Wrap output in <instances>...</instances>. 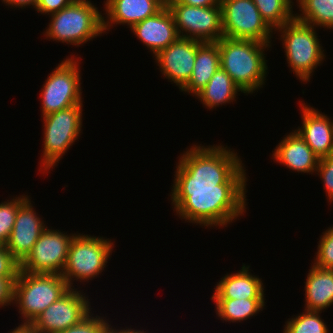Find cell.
Wrapping results in <instances>:
<instances>
[{
	"mask_svg": "<svg viewBox=\"0 0 333 333\" xmlns=\"http://www.w3.org/2000/svg\"><path fill=\"white\" fill-rule=\"evenodd\" d=\"M38 0H2V3L6 4V6L16 7V8H26L28 6H33L36 8Z\"/></svg>",
	"mask_w": 333,
	"mask_h": 333,
	"instance_id": "35",
	"label": "cell"
},
{
	"mask_svg": "<svg viewBox=\"0 0 333 333\" xmlns=\"http://www.w3.org/2000/svg\"><path fill=\"white\" fill-rule=\"evenodd\" d=\"M91 0H74L62 10L50 14L45 32L49 41L80 46L104 34L103 18Z\"/></svg>",
	"mask_w": 333,
	"mask_h": 333,
	"instance_id": "3",
	"label": "cell"
},
{
	"mask_svg": "<svg viewBox=\"0 0 333 333\" xmlns=\"http://www.w3.org/2000/svg\"><path fill=\"white\" fill-rule=\"evenodd\" d=\"M220 51L218 42H201L197 40L196 58L192 75L188 83L180 90L196 96L220 68Z\"/></svg>",
	"mask_w": 333,
	"mask_h": 333,
	"instance_id": "20",
	"label": "cell"
},
{
	"mask_svg": "<svg viewBox=\"0 0 333 333\" xmlns=\"http://www.w3.org/2000/svg\"><path fill=\"white\" fill-rule=\"evenodd\" d=\"M106 333H146L144 330H135L131 328H124V329H116L115 327L111 326V324L108 326ZM149 333V332H148Z\"/></svg>",
	"mask_w": 333,
	"mask_h": 333,
	"instance_id": "36",
	"label": "cell"
},
{
	"mask_svg": "<svg viewBox=\"0 0 333 333\" xmlns=\"http://www.w3.org/2000/svg\"><path fill=\"white\" fill-rule=\"evenodd\" d=\"M316 172L322 179L328 202H333V152L329 156L319 159Z\"/></svg>",
	"mask_w": 333,
	"mask_h": 333,
	"instance_id": "30",
	"label": "cell"
},
{
	"mask_svg": "<svg viewBox=\"0 0 333 333\" xmlns=\"http://www.w3.org/2000/svg\"><path fill=\"white\" fill-rule=\"evenodd\" d=\"M10 333H37L29 325H18L15 329H12Z\"/></svg>",
	"mask_w": 333,
	"mask_h": 333,
	"instance_id": "37",
	"label": "cell"
},
{
	"mask_svg": "<svg viewBox=\"0 0 333 333\" xmlns=\"http://www.w3.org/2000/svg\"><path fill=\"white\" fill-rule=\"evenodd\" d=\"M301 13L295 18L313 27L333 29V2L330 0H296Z\"/></svg>",
	"mask_w": 333,
	"mask_h": 333,
	"instance_id": "24",
	"label": "cell"
},
{
	"mask_svg": "<svg viewBox=\"0 0 333 333\" xmlns=\"http://www.w3.org/2000/svg\"><path fill=\"white\" fill-rule=\"evenodd\" d=\"M303 311L286 321L283 333H329L326 323L320 317L322 312Z\"/></svg>",
	"mask_w": 333,
	"mask_h": 333,
	"instance_id": "26",
	"label": "cell"
},
{
	"mask_svg": "<svg viewBox=\"0 0 333 333\" xmlns=\"http://www.w3.org/2000/svg\"><path fill=\"white\" fill-rule=\"evenodd\" d=\"M168 8L180 37L201 42H217L223 37L221 5L194 7L172 2Z\"/></svg>",
	"mask_w": 333,
	"mask_h": 333,
	"instance_id": "10",
	"label": "cell"
},
{
	"mask_svg": "<svg viewBox=\"0 0 333 333\" xmlns=\"http://www.w3.org/2000/svg\"><path fill=\"white\" fill-rule=\"evenodd\" d=\"M48 227L40 235L20 270L33 274H62L71 242L76 234L68 235Z\"/></svg>",
	"mask_w": 333,
	"mask_h": 333,
	"instance_id": "11",
	"label": "cell"
},
{
	"mask_svg": "<svg viewBox=\"0 0 333 333\" xmlns=\"http://www.w3.org/2000/svg\"><path fill=\"white\" fill-rule=\"evenodd\" d=\"M19 271L20 263L4 245H0V277H17Z\"/></svg>",
	"mask_w": 333,
	"mask_h": 333,
	"instance_id": "31",
	"label": "cell"
},
{
	"mask_svg": "<svg viewBox=\"0 0 333 333\" xmlns=\"http://www.w3.org/2000/svg\"><path fill=\"white\" fill-rule=\"evenodd\" d=\"M322 234L312 264L324 269H333V225Z\"/></svg>",
	"mask_w": 333,
	"mask_h": 333,
	"instance_id": "28",
	"label": "cell"
},
{
	"mask_svg": "<svg viewBox=\"0 0 333 333\" xmlns=\"http://www.w3.org/2000/svg\"><path fill=\"white\" fill-rule=\"evenodd\" d=\"M196 51L197 40L179 37L167 48L160 50L154 60L164 79L175 83L181 90L192 75Z\"/></svg>",
	"mask_w": 333,
	"mask_h": 333,
	"instance_id": "13",
	"label": "cell"
},
{
	"mask_svg": "<svg viewBox=\"0 0 333 333\" xmlns=\"http://www.w3.org/2000/svg\"><path fill=\"white\" fill-rule=\"evenodd\" d=\"M69 289L60 274H33L20 270L14 283L13 304L23 319L21 325H30Z\"/></svg>",
	"mask_w": 333,
	"mask_h": 333,
	"instance_id": "4",
	"label": "cell"
},
{
	"mask_svg": "<svg viewBox=\"0 0 333 333\" xmlns=\"http://www.w3.org/2000/svg\"><path fill=\"white\" fill-rule=\"evenodd\" d=\"M227 148V149H226ZM227 145H193L176 163L170 198L177 216L204 227H227L246 212V170Z\"/></svg>",
	"mask_w": 333,
	"mask_h": 333,
	"instance_id": "1",
	"label": "cell"
},
{
	"mask_svg": "<svg viewBox=\"0 0 333 333\" xmlns=\"http://www.w3.org/2000/svg\"><path fill=\"white\" fill-rule=\"evenodd\" d=\"M174 2H179L194 7H211L221 5V0H175Z\"/></svg>",
	"mask_w": 333,
	"mask_h": 333,
	"instance_id": "34",
	"label": "cell"
},
{
	"mask_svg": "<svg viewBox=\"0 0 333 333\" xmlns=\"http://www.w3.org/2000/svg\"><path fill=\"white\" fill-rule=\"evenodd\" d=\"M89 313L78 324L56 333H106L109 323L104 316Z\"/></svg>",
	"mask_w": 333,
	"mask_h": 333,
	"instance_id": "29",
	"label": "cell"
},
{
	"mask_svg": "<svg viewBox=\"0 0 333 333\" xmlns=\"http://www.w3.org/2000/svg\"><path fill=\"white\" fill-rule=\"evenodd\" d=\"M114 247L109 238L76 234L61 274L68 286L74 288V280L85 282L98 277L107 266Z\"/></svg>",
	"mask_w": 333,
	"mask_h": 333,
	"instance_id": "6",
	"label": "cell"
},
{
	"mask_svg": "<svg viewBox=\"0 0 333 333\" xmlns=\"http://www.w3.org/2000/svg\"><path fill=\"white\" fill-rule=\"evenodd\" d=\"M300 109L302 126L295 131L319 158L329 156L333 152V120L302 101Z\"/></svg>",
	"mask_w": 333,
	"mask_h": 333,
	"instance_id": "15",
	"label": "cell"
},
{
	"mask_svg": "<svg viewBox=\"0 0 333 333\" xmlns=\"http://www.w3.org/2000/svg\"><path fill=\"white\" fill-rule=\"evenodd\" d=\"M28 197L24 194L0 203V245H5L8 241L19 206Z\"/></svg>",
	"mask_w": 333,
	"mask_h": 333,
	"instance_id": "27",
	"label": "cell"
},
{
	"mask_svg": "<svg viewBox=\"0 0 333 333\" xmlns=\"http://www.w3.org/2000/svg\"><path fill=\"white\" fill-rule=\"evenodd\" d=\"M83 104L51 113L43 117V155L39 171L55 168L63 155L82 132ZM55 166V167H54ZM42 169V170H41Z\"/></svg>",
	"mask_w": 333,
	"mask_h": 333,
	"instance_id": "7",
	"label": "cell"
},
{
	"mask_svg": "<svg viewBox=\"0 0 333 333\" xmlns=\"http://www.w3.org/2000/svg\"><path fill=\"white\" fill-rule=\"evenodd\" d=\"M106 13L103 18L104 33L114 24H122L131 28L133 25L158 13L164 6L157 0H106Z\"/></svg>",
	"mask_w": 333,
	"mask_h": 333,
	"instance_id": "17",
	"label": "cell"
},
{
	"mask_svg": "<svg viewBox=\"0 0 333 333\" xmlns=\"http://www.w3.org/2000/svg\"><path fill=\"white\" fill-rule=\"evenodd\" d=\"M130 29L154 56L180 37L174 16L168 7H163L158 13L140 21Z\"/></svg>",
	"mask_w": 333,
	"mask_h": 333,
	"instance_id": "16",
	"label": "cell"
},
{
	"mask_svg": "<svg viewBox=\"0 0 333 333\" xmlns=\"http://www.w3.org/2000/svg\"><path fill=\"white\" fill-rule=\"evenodd\" d=\"M223 36L271 44L273 30L253 0H221Z\"/></svg>",
	"mask_w": 333,
	"mask_h": 333,
	"instance_id": "9",
	"label": "cell"
},
{
	"mask_svg": "<svg viewBox=\"0 0 333 333\" xmlns=\"http://www.w3.org/2000/svg\"><path fill=\"white\" fill-rule=\"evenodd\" d=\"M215 303L216 315L222 321L241 322L255 316L265 307V298L211 299Z\"/></svg>",
	"mask_w": 333,
	"mask_h": 333,
	"instance_id": "23",
	"label": "cell"
},
{
	"mask_svg": "<svg viewBox=\"0 0 333 333\" xmlns=\"http://www.w3.org/2000/svg\"><path fill=\"white\" fill-rule=\"evenodd\" d=\"M74 0H38L35 10L43 15L53 14L70 5Z\"/></svg>",
	"mask_w": 333,
	"mask_h": 333,
	"instance_id": "33",
	"label": "cell"
},
{
	"mask_svg": "<svg viewBox=\"0 0 333 333\" xmlns=\"http://www.w3.org/2000/svg\"><path fill=\"white\" fill-rule=\"evenodd\" d=\"M305 309L322 312L333 304V269L311 265L305 282Z\"/></svg>",
	"mask_w": 333,
	"mask_h": 333,
	"instance_id": "21",
	"label": "cell"
},
{
	"mask_svg": "<svg viewBox=\"0 0 333 333\" xmlns=\"http://www.w3.org/2000/svg\"><path fill=\"white\" fill-rule=\"evenodd\" d=\"M315 29L294 18L275 30L281 34L290 70L305 83L310 82L314 69L322 64L326 56Z\"/></svg>",
	"mask_w": 333,
	"mask_h": 333,
	"instance_id": "5",
	"label": "cell"
},
{
	"mask_svg": "<svg viewBox=\"0 0 333 333\" xmlns=\"http://www.w3.org/2000/svg\"><path fill=\"white\" fill-rule=\"evenodd\" d=\"M16 279L17 277H0V307L13 304Z\"/></svg>",
	"mask_w": 333,
	"mask_h": 333,
	"instance_id": "32",
	"label": "cell"
},
{
	"mask_svg": "<svg viewBox=\"0 0 333 333\" xmlns=\"http://www.w3.org/2000/svg\"><path fill=\"white\" fill-rule=\"evenodd\" d=\"M250 266H243L238 273L226 274L215 286L211 299H250L264 298V285L261 278L249 272Z\"/></svg>",
	"mask_w": 333,
	"mask_h": 333,
	"instance_id": "19",
	"label": "cell"
},
{
	"mask_svg": "<svg viewBox=\"0 0 333 333\" xmlns=\"http://www.w3.org/2000/svg\"><path fill=\"white\" fill-rule=\"evenodd\" d=\"M83 293L70 288L29 326L37 333H56L78 324L92 309L90 299Z\"/></svg>",
	"mask_w": 333,
	"mask_h": 333,
	"instance_id": "12",
	"label": "cell"
},
{
	"mask_svg": "<svg viewBox=\"0 0 333 333\" xmlns=\"http://www.w3.org/2000/svg\"><path fill=\"white\" fill-rule=\"evenodd\" d=\"M262 19L275 31L295 18L292 0H253Z\"/></svg>",
	"mask_w": 333,
	"mask_h": 333,
	"instance_id": "25",
	"label": "cell"
},
{
	"mask_svg": "<svg viewBox=\"0 0 333 333\" xmlns=\"http://www.w3.org/2000/svg\"><path fill=\"white\" fill-rule=\"evenodd\" d=\"M76 58L73 55L67 57L47 76L40 91L41 115L46 116L74 105L83 104L80 81L82 78L78 61L80 57Z\"/></svg>",
	"mask_w": 333,
	"mask_h": 333,
	"instance_id": "8",
	"label": "cell"
},
{
	"mask_svg": "<svg viewBox=\"0 0 333 333\" xmlns=\"http://www.w3.org/2000/svg\"><path fill=\"white\" fill-rule=\"evenodd\" d=\"M217 42L221 68L244 94H252L263 88L268 73L264 51L268 50L271 44L224 36Z\"/></svg>",
	"mask_w": 333,
	"mask_h": 333,
	"instance_id": "2",
	"label": "cell"
},
{
	"mask_svg": "<svg viewBox=\"0 0 333 333\" xmlns=\"http://www.w3.org/2000/svg\"><path fill=\"white\" fill-rule=\"evenodd\" d=\"M160 4H162L164 7H168L172 2L175 0H157Z\"/></svg>",
	"mask_w": 333,
	"mask_h": 333,
	"instance_id": "38",
	"label": "cell"
},
{
	"mask_svg": "<svg viewBox=\"0 0 333 333\" xmlns=\"http://www.w3.org/2000/svg\"><path fill=\"white\" fill-rule=\"evenodd\" d=\"M28 197L18 209L16 214L14 227L8 241L4 245L12 254V256L21 263L40 235L47 228L44 220L38 217V213L33 209V204Z\"/></svg>",
	"mask_w": 333,
	"mask_h": 333,
	"instance_id": "14",
	"label": "cell"
},
{
	"mask_svg": "<svg viewBox=\"0 0 333 333\" xmlns=\"http://www.w3.org/2000/svg\"><path fill=\"white\" fill-rule=\"evenodd\" d=\"M240 91L244 93L230 75L220 67L196 97L206 108L213 109L236 101L235 98Z\"/></svg>",
	"mask_w": 333,
	"mask_h": 333,
	"instance_id": "22",
	"label": "cell"
},
{
	"mask_svg": "<svg viewBox=\"0 0 333 333\" xmlns=\"http://www.w3.org/2000/svg\"><path fill=\"white\" fill-rule=\"evenodd\" d=\"M272 153L274 162L298 173H316L320 159L295 130L285 136Z\"/></svg>",
	"mask_w": 333,
	"mask_h": 333,
	"instance_id": "18",
	"label": "cell"
}]
</instances>
